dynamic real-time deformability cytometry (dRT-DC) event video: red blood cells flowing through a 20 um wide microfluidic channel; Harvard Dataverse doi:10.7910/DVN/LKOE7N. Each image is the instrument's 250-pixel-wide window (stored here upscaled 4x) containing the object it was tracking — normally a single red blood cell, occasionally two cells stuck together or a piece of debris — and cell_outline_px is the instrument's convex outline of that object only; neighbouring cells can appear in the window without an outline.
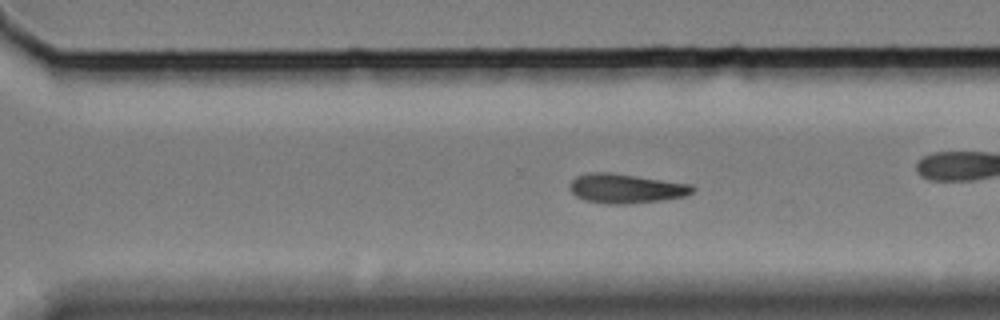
{"species": "Egyptian fruit bat (a non-hibernating species)", "species_latin": "Rousettus aegyptiacus", "temperature_condition": "cold", "stored_images_in_passage": 37, "camera_frame_rate_fps": 3000, "um_per_image_px": 0.085, "animal": {"sex": "female"}, "frame": {"image": 1, "passage_image": 21, "time_ms": 6.667, "image_size_px": [1000, 320], "cell_outline_px": [[696, 192], [688, 196], [664, 200], [624, 204], [608, 204], [584, 200], [576, 196], [568, 188], [568, 184], [576, 176], [588, 172], [612, 172], [692, 184], [696, 188]], "centroid_in_image_um": [53.24, 16.01], "position_along_channel_um": 317.4, "area_um2": 21.5}, "authors_computed_cell_mechanics": {"area_um2": 20.4612, "velocity_mm_per_s": 3.3287, "shape_relaxation_time_tau1_ms": 5.9234, "shape_relaxation_time_tau2_ms": null, "deformation_change_tau1": 0.1151, "deformation_change_tau2": null}}